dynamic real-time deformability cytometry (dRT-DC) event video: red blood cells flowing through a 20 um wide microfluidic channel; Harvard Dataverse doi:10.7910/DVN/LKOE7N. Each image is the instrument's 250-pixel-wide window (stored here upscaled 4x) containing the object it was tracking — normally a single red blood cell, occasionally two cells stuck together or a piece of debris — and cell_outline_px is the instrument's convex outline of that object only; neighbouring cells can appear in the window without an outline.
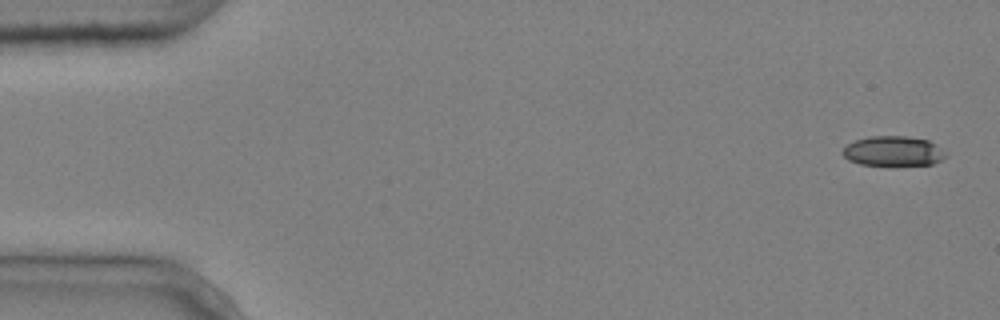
{"species": "common noctule bat (a hibernating species)", "species_latin": "Nyctalus noctula", "temperature_condition": "cold", "stored_images_in_passage": 3, "camera_frame_rate_fps": 3000, "um_per_image_px": 0.085, "animal": {"sex": "male", "body_mass_g": 20.4}, "frame": {"image": 1, "passage_image": 1, "time_ms": 0.0, "image_size_px": [1000, 320], "cell_outline_px": [[948, 152], [940, 160], [932, 164], [860, 164], [848, 160], [840, 152], [848, 144], [856, 140], [868, 136], [908, 136], [928, 140], [936, 144]], "centroid_in_image_um": [75.92, 12.82], "position_along_channel_um": 9.1, "area_um2": 17.74}}